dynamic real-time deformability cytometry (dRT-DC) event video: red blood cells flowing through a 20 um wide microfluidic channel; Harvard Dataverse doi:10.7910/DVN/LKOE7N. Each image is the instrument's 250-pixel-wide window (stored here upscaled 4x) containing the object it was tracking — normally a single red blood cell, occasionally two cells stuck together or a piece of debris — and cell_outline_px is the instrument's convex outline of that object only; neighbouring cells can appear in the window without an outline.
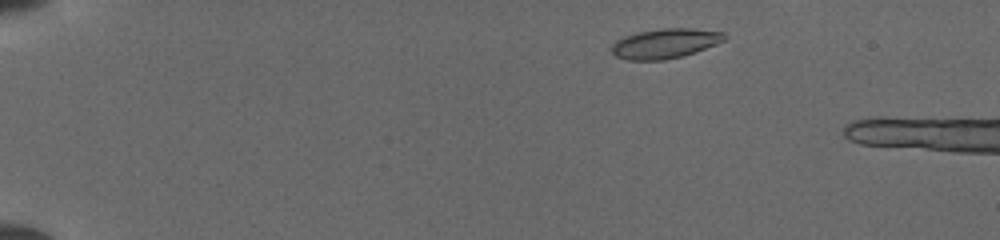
{"species": "common noctule bat (a hibernating species)", "species_latin": "Nyctalus noctula", "temperature_condition": "cold", "stored_images_in_passage": 12, "camera_frame_rate_fps": 3000, "um_per_image_px": 0.085, "animal": {"sex": "female", "body_mass_g": 19.5, "forearm_length_mm": 54.1}, "frame": {"image": 1, "passage_image": 6, "time_ms": 1.667, "image_size_px": [1000, 240], "cell_outline_px": [[728, 36], [724, 40], [716, 44], [680, 56], [664, 60], [628, 60], [616, 56], [612, 52], [612, 44], [616, 40], [640, 32], [664, 28], [692, 28], [724, 32]], "centroid_in_image_um": [56.55, 3.69], "position_along_channel_um": 28.5, "area_um2": 19.19}}